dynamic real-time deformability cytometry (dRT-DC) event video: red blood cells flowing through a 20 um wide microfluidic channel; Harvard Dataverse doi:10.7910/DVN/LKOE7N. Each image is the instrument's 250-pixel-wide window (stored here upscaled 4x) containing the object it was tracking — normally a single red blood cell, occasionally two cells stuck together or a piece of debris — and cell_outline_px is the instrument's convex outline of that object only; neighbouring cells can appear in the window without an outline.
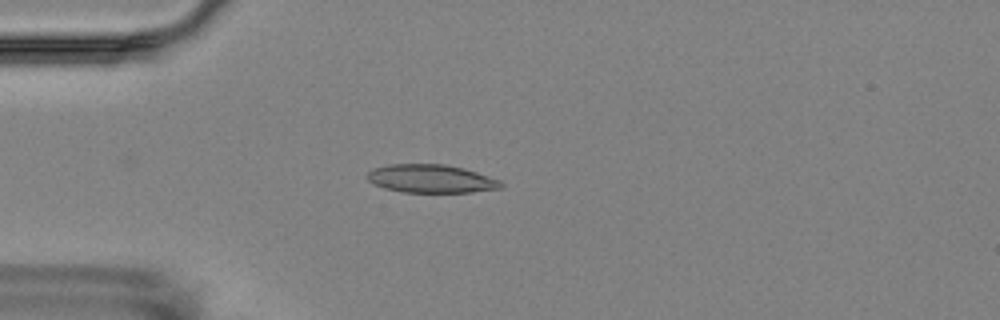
{"species": "Egyptian fruit bat (a non-hibernating species)", "species_latin": "Rousettus aegyptiacus", "temperature_condition": "room temperature", "stored_images_in_passage": 4, "camera_frame_rate_fps": 3000, "um_per_image_px": 0.085, "animal": {"sex": "female"}, "frame": {"image": 1, "passage_image": 4, "time_ms": 4.0, "image_size_px": [1000, 320], "cell_outline_px": [[504, 188], [472, 192], [404, 192], [384, 188], [372, 184], [364, 176], [372, 168], [388, 164], [444, 164], [464, 168], [500, 180], [504, 184]], "centroid_in_image_um": [36.62, 15.19], "position_along_channel_um": 48.4, "area_um2": 22.25}}